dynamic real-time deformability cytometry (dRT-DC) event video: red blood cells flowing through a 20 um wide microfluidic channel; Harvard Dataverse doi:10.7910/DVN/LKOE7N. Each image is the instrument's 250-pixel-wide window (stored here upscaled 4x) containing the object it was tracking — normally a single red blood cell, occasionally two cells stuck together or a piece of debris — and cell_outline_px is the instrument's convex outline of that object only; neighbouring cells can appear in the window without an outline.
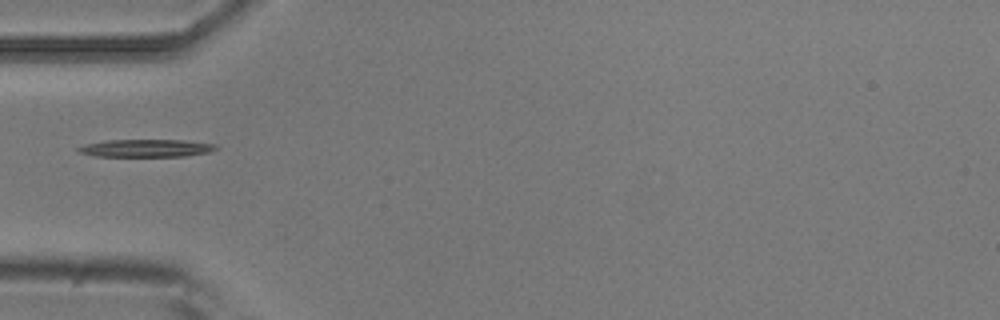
{"species": "common noctule bat (a hibernating species)", "species_latin": "Nyctalus noctula", "temperature_condition": "room temperature", "stored_images_in_passage": 37, "camera_frame_rate_fps": 3000, "um_per_image_px": 0.085, "animal": {"sex": "male", "body_mass_g": 20.5, "forearm_length_mm": 52.5}, "frame": {"image": 1, "passage_image": 1, "time_ms": 0.0, "image_size_px": [1000, 320], "cell_outline_px": [[220, 148], [208, 152], [184, 156], [96, 156], [80, 152], [76, 148], [84, 144], [108, 140], [184, 140], [216, 144]], "centroid_in_image_um": [12.45, 12.58], "position_along_channel_um": 72.6, "area_um2": 14.05}}
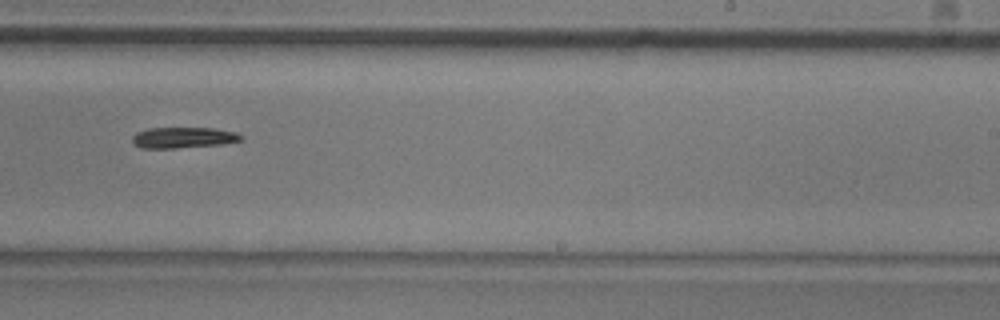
{"frame": {"image": 2, "passage_image": 17, "time_ms": 5.333, "image_size_px": [1000, 320], "cell_outline_px": [[244, 140], [224, 144], [176, 148], [140, 148], [132, 144], [132, 136], [136, 132], [148, 128], [216, 128], [236, 132], [244, 136]], "centroid_in_image_um": [15.6, 11.7], "position_along_channel_um": 273.4, "area_um2": 13.53}}
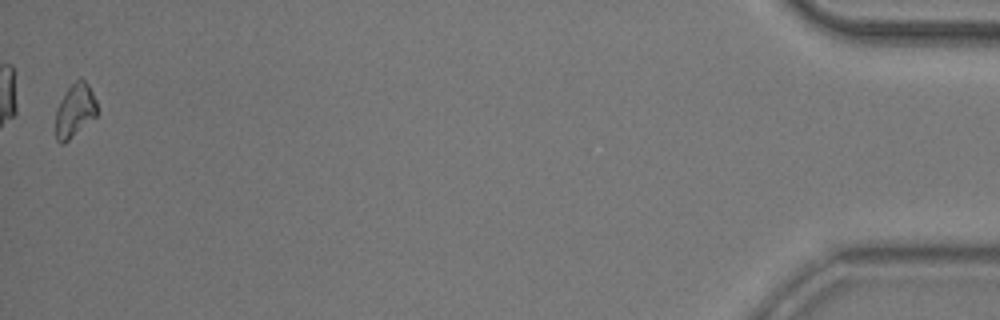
{"frame": {"image": 3, "passage_image": 37, "time_ms": 12.0, "image_size_px": [1000, 320], "cell_outline_px": [[96, 116], [64, 144], [60, 144], [56, 140], [56, 108], [68, 88], [76, 80], [84, 80], [88, 84], [96, 100]], "centroid_in_image_um": [6.35, 9.42], "position_along_channel_um": 428.9, "area_um2": 12.66}}